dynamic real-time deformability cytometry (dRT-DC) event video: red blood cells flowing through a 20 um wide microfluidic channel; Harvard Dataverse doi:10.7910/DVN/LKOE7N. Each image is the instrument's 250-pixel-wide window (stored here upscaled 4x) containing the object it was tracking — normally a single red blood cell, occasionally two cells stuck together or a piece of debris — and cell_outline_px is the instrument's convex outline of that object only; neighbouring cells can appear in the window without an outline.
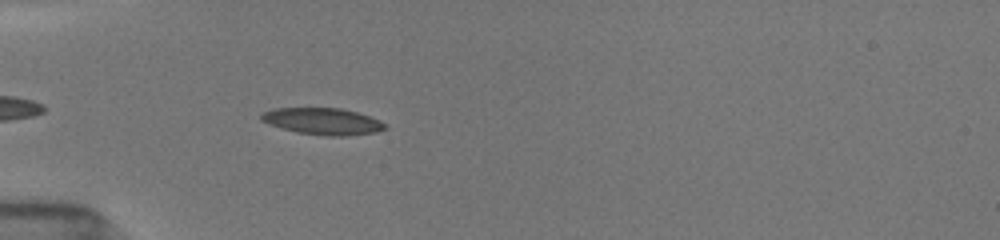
{"species": "common noctule bat (a hibernating species)", "species_latin": "Nyctalus noctula", "temperature_condition": "room temperature", "stored_images_in_passage": 26, "camera_frame_rate_fps": 3000, "um_per_image_px": 0.085, "animal": {"sex": "female", "body_mass_g": 19.5, "forearm_length_mm": 54.1}, "frame": {"image": 1, "passage_image": 4, "time_ms": 1.0, "image_size_px": [1000, 240], "cell_outline_px": [[388, 128], [376, 132], [344, 136], [324, 136], [296, 132], [260, 120], [260, 116], [264, 112], [272, 108], [340, 108], [356, 112], [380, 120]], "centroid_in_image_um": [27.44, 10.31], "position_along_channel_um": 57.6, "area_um2": 19.07}}
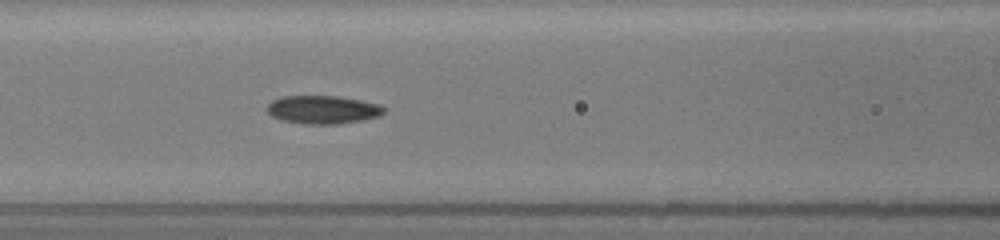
{"frame": {"image": 2, "passage_image": 11, "time_ms": 3.333, "image_size_px": [1000, 240], "cell_outline_px": [[384, 112], [380, 116], [364, 120], [336, 124], [304, 124], [280, 120], [272, 116], [264, 108], [272, 100], [280, 96], [336, 96], [360, 100], [380, 104], [384, 108]], "centroid_in_image_um": [27.41, 9.32], "position_along_channel_um": 139.2, "area_um2": 19.42}}
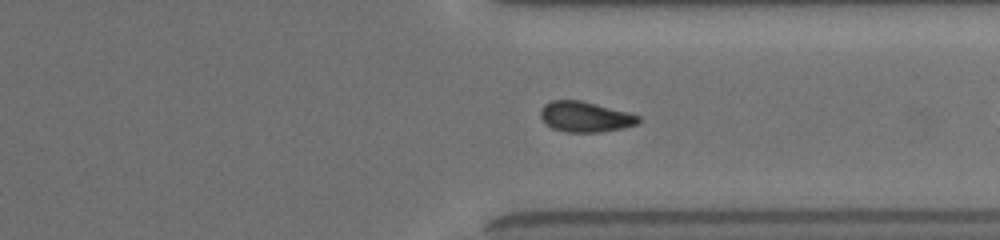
{"frame": {"image": 3, "passage_image": 25, "time_ms": 8.0, "image_size_px": [1000, 240], "cell_outline_px": [[640, 120], [636, 124], [624, 128], [596, 132], [564, 132], [552, 128], [540, 116], [540, 108], [544, 104], [552, 100], [580, 100], [628, 112], [640, 116]], "centroid_in_image_um": [49.73, 9.92], "position_along_channel_um": 361.7, "area_um2": 17.28}}